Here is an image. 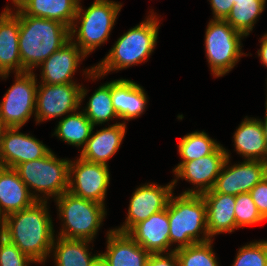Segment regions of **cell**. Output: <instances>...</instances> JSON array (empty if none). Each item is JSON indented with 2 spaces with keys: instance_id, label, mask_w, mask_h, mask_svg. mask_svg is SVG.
Listing matches in <instances>:
<instances>
[{
  "instance_id": "36",
  "label": "cell",
  "mask_w": 267,
  "mask_h": 266,
  "mask_svg": "<svg viewBox=\"0 0 267 266\" xmlns=\"http://www.w3.org/2000/svg\"><path fill=\"white\" fill-rule=\"evenodd\" d=\"M166 255L164 256L163 253L150 254L146 266H180L174 250L169 251Z\"/></svg>"
},
{
  "instance_id": "33",
  "label": "cell",
  "mask_w": 267,
  "mask_h": 266,
  "mask_svg": "<svg viewBox=\"0 0 267 266\" xmlns=\"http://www.w3.org/2000/svg\"><path fill=\"white\" fill-rule=\"evenodd\" d=\"M232 266H267V240L242 246Z\"/></svg>"
},
{
  "instance_id": "34",
  "label": "cell",
  "mask_w": 267,
  "mask_h": 266,
  "mask_svg": "<svg viewBox=\"0 0 267 266\" xmlns=\"http://www.w3.org/2000/svg\"><path fill=\"white\" fill-rule=\"evenodd\" d=\"M31 262L36 263L8 239L0 245V266H28Z\"/></svg>"
},
{
  "instance_id": "14",
  "label": "cell",
  "mask_w": 267,
  "mask_h": 266,
  "mask_svg": "<svg viewBox=\"0 0 267 266\" xmlns=\"http://www.w3.org/2000/svg\"><path fill=\"white\" fill-rule=\"evenodd\" d=\"M227 157L215 184L210 191L228 195L247 193L267 176V163L259 160H244L241 164L228 167ZM227 169H226V168Z\"/></svg>"
},
{
  "instance_id": "1",
  "label": "cell",
  "mask_w": 267,
  "mask_h": 266,
  "mask_svg": "<svg viewBox=\"0 0 267 266\" xmlns=\"http://www.w3.org/2000/svg\"><path fill=\"white\" fill-rule=\"evenodd\" d=\"M47 201L6 216L7 239L37 263H45L52 251L54 229Z\"/></svg>"
},
{
  "instance_id": "22",
  "label": "cell",
  "mask_w": 267,
  "mask_h": 266,
  "mask_svg": "<svg viewBox=\"0 0 267 266\" xmlns=\"http://www.w3.org/2000/svg\"><path fill=\"white\" fill-rule=\"evenodd\" d=\"M92 133L93 129L80 157L89 162L107 165V160L118 151L125 136V122L103 128L94 135Z\"/></svg>"
},
{
  "instance_id": "40",
  "label": "cell",
  "mask_w": 267,
  "mask_h": 266,
  "mask_svg": "<svg viewBox=\"0 0 267 266\" xmlns=\"http://www.w3.org/2000/svg\"><path fill=\"white\" fill-rule=\"evenodd\" d=\"M91 266H108V264L100 253L97 254L95 259L92 261Z\"/></svg>"
},
{
  "instance_id": "7",
  "label": "cell",
  "mask_w": 267,
  "mask_h": 266,
  "mask_svg": "<svg viewBox=\"0 0 267 266\" xmlns=\"http://www.w3.org/2000/svg\"><path fill=\"white\" fill-rule=\"evenodd\" d=\"M69 165V160L59 159L51 151L43 158L19 164L15 170L28 190L43 193V201H47L46 196L56 199L68 191Z\"/></svg>"
},
{
  "instance_id": "13",
  "label": "cell",
  "mask_w": 267,
  "mask_h": 266,
  "mask_svg": "<svg viewBox=\"0 0 267 266\" xmlns=\"http://www.w3.org/2000/svg\"><path fill=\"white\" fill-rule=\"evenodd\" d=\"M230 158L229 153L220 145L212 154L201 157L197 160L188 162H180L173 169L174 174L178 178H184L192 184H196L197 189H188L182 194L201 195L210 191L221 172V169L227 159ZM199 187V188H198Z\"/></svg>"
},
{
  "instance_id": "5",
  "label": "cell",
  "mask_w": 267,
  "mask_h": 266,
  "mask_svg": "<svg viewBox=\"0 0 267 266\" xmlns=\"http://www.w3.org/2000/svg\"><path fill=\"white\" fill-rule=\"evenodd\" d=\"M122 4L110 0H95L90 7L83 11L78 3L77 13L74 21L80 19V27L77 24L70 28V39L87 56L96 47L108 40L109 33L113 29L116 18ZM83 12V13H82ZM77 32V34H76Z\"/></svg>"
},
{
  "instance_id": "31",
  "label": "cell",
  "mask_w": 267,
  "mask_h": 266,
  "mask_svg": "<svg viewBox=\"0 0 267 266\" xmlns=\"http://www.w3.org/2000/svg\"><path fill=\"white\" fill-rule=\"evenodd\" d=\"M212 239L175 250L180 266H218Z\"/></svg>"
},
{
  "instance_id": "15",
  "label": "cell",
  "mask_w": 267,
  "mask_h": 266,
  "mask_svg": "<svg viewBox=\"0 0 267 266\" xmlns=\"http://www.w3.org/2000/svg\"><path fill=\"white\" fill-rule=\"evenodd\" d=\"M17 128H7L3 135L0 166L16 168L19 164L45 157L51 152L36 138L19 132Z\"/></svg>"
},
{
  "instance_id": "30",
  "label": "cell",
  "mask_w": 267,
  "mask_h": 266,
  "mask_svg": "<svg viewBox=\"0 0 267 266\" xmlns=\"http://www.w3.org/2000/svg\"><path fill=\"white\" fill-rule=\"evenodd\" d=\"M178 144V151L183 159L182 162L197 160L212 154L220 146L204 131L188 133L181 138Z\"/></svg>"
},
{
  "instance_id": "10",
  "label": "cell",
  "mask_w": 267,
  "mask_h": 266,
  "mask_svg": "<svg viewBox=\"0 0 267 266\" xmlns=\"http://www.w3.org/2000/svg\"><path fill=\"white\" fill-rule=\"evenodd\" d=\"M87 95L78 84H41L37 87L35 120L37 123L75 112Z\"/></svg>"
},
{
  "instance_id": "41",
  "label": "cell",
  "mask_w": 267,
  "mask_h": 266,
  "mask_svg": "<svg viewBox=\"0 0 267 266\" xmlns=\"http://www.w3.org/2000/svg\"><path fill=\"white\" fill-rule=\"evenodd\" d=\"M266 115H265V119L264 121H261V124H262V127H263V130H264V137H265V140H266V145H267V99H266Z\"/></svg>"
},
{
  "instance_id": "19",
  "label": "cell",
  "mask_w": 267,
  "mask_h": 266,
  "mask_svg": "<svg viewBox=\"0 0 267 266\" xmlns=\"http://www.w3.org/2000/svg\"><path fill=\"white\" fill-rule=\"evenodd\" d=\"M170 225L166 209L136 224L127 234L150 254L165 253L170 247Z\"/></svg>"
},
{
  "instance_id": "29",
  "label": "cell",
  "mask_w": 267,
  "mask_h": 266,
  "mask_svg": "<svg viewBox=\"0 0 267 266\" xmlns=\"http://www.w3.org/2000/svg\"><path fill=\"white\" fill-rule=\"evenodd\" d=\"M83 112L94 126L105 123L112 118H118L112 104L111 81L94 91Z\"/></svg>"
},
{
  "instance_id": "6",
  "label": "cell",
  "mask_w": 267,
  "mask_h": 266,
  "mask_svg": "<svg viewBox=\"0 0 267 266\" xmlns=\"http://www.w3.org/2000/svg\"><path fill=\"white\" fill-rule=\"evenodd\" d=\"M63 227L59 237L92 241L105 218V205L70 193L55 199Z\"/></svg>"
},
{
  "instance_id": "11",
  "label": "cell",
  "mask_w": 267,
  "mask_h": 266,
  "mask_svg": "<svg viewBox=\"0 0 267 266\" xmlns=\"http://www.w3.org/2000/svg\"><path fill=\"white\" fill-rule=\"evenodd\" d=\"M109 181L108 165L89 162L81 157L75 162L70 160L68 191L73 195L105 205Z\"/></svg>"
},
{
  "instance_id": "17",
  "label": "cell",
  "mask_w": 267,
  "mask_h": 266,
  "mask_svg": "<svg viewBox=\"0 0 267 266\" xmlns=\"http://www.w3.org/2000/svg\"><path fill=\"white\" fill-rule=\"evenodd\" d=\"M6 6L0 14V77L7 78L9 72H27L20 59L19 52V17Z\"/></svg>"
},
{
  "instance_id": "32",
  "label": "cell",
  "mask_w": 267,
  "mask_h": 266,
  "mask_svg": "<svg viewBox=\"0 0 267 266\" xmlns=\"http://www.w3.org/2000/svg\"><path fill=\"white\" fill-rule=\"evenodd\" d=\"M235 203V219L238 228L257 224L265 220L258 212L249 192L236 195Z\"/></svg>"
},
{
  "instance_id": "35",
  "label": "cell",
  "mask_w": 267,
  "mask_h": 266,
  "mask_svg": "<svg viewBox=\"0 0 267 266\" xmlns=\"http://www.w3.org/2000/svg\"><path fill=\"white\" fill-rule=\"evenodd\" d=\"M249 193L258 212L267 220V176L257 183Z\"/></svg>"
},
{
  "instance_id": "2",
  "label": "cell",
  "mask_w": 267,
  "mask_h": 266,
  "mask_svg": "<svg viewBox=\"0 0 267 266\" xmlns=\"http://www.w3.org/2000/svg\"><path fill=\"white\" fill-rule=\"evenodd\" d=\"M14 6L20 20V59L23 68L32 72L33 68H37L70 40V28L56 20L25 15Z\"/></svg>"
},
{
  "instance_id": "21",
  "label": "cell",
  "mask_w": 267,
  "mask_h": 266,
  "mask_svg": "<svg viewBox=\"0 0 267 266\" xmlns=\"http://www.w3.org/2000/svg\"><path fill=\"white\" fill-rule=\"evenodd\" d=\"M206 204L207 230L209 237L233 232L238 227L235 219L236 196L207 191L201 194Z\"/></svg>"
},
{
  "instance_id": "8",
  "label": "cell",
  "mask_w": 267,
  "mask_h": 266,
  "mask_svg": "<svg viewBox=\"0 0 267 266\" xmlns=\"http://www.w3.org/2000/svg\"><path fill=\"white\" fill-rule=\"evenodd\" d=\"M245 35L226 20L212 19L205 32V51L213 75L221 77L230 72L244 54L241 38Z\"/></svg>"
},
{
  "instance_id": "37",
  "label": "cell",
  "mask_w": 267,
  "mask_h": 266,
  "mask_svg": "<svg viewBox=\"0 0 267 266\" xmlns=\"http://www.w3.org/2000/svg\"><path fill=\"white\" fill-rule=\"evenodd\" d=\"M214 19L225 20L229 15L235 0H209Z\"/></svg>"
},
{
  "instance_id": "28",
  "label": "cell",
  "mask_w": 267,
  "mask_h": 266,
  "mask_svg": "<svg viewBox=\"0 0 267 266\" xmlns=\"http://www.w3.org/2000/svg\"><path fill=\"white\" fill-rule=\"evenodd\" d=\"M266 0H237L225 19L234 29L248 36L259 15L264 11Z\"/></svg>"
},
{
  "instance_id": "4",
  "label": "cell",
  "mask_w": 267,
  "mask_h": 266,
  "mask_svg": "<svg viewBox=\"0 0 267 266\" xmlns=\"http://www.w3.org/2000/svg\"><path fill=\"white\" fill-rule=\"evenodd\" d=\"M167 211L170 246L178 242L174 251L194 243L211 240L207 230L206 204L202 195L181 194L173 197L172 194L167 204ZM202 233L203 236L200 238Z\"/></svg>"
},
{
  "instance_id": "23",
  "label": "cell",
  "mask_w": 267,
  "mask_h": 266,
  "mask_svg": "<svg viewBox=\"0 0 267 266\" xmlns=\"http://www.w3.org/2000/svg\"><path fill=\"white\" fill-rule=\"evenodd\" d=\"M111 98L118 118L127 121L143 114L147 104L142 86L128 79L111 81Z\"/></svg>"
},
{
  "instance_id": "39",
  "label": "cell",
  "mask_w": 267,
  "mask_h": 266,
  "mask_svg": "<svg viewBox=\"0 0 267 266\" xmlns=\"http://www.w3.org/2000/svg\"><path fill=\"white\" fill-rule=\"evenodd\" d=\"M7 239L6 216L0 214V245Z\"/></svg>"
},
{
  "instance_id": "25",
  "label": "cell",
  "mask_w": 267,
  "mask_h": 266,
  "mask_svg": "<svg viewBox=\"0 0 267 266\" xmlns=\"http://www.w3.org/2000/svg\"><path fill=\"white\" fill-rule=\"evenodd\" d=\"M234 144L238 154L245 160L267 163V145L260 119L245 118L234 133Z\"/></svg>"
},
{
  "instance_id": "16",
  "label": "cell",
  "mask_w": 267,
  "mask_h": 266,
  "mask_svg": "<svg viewBox=\"0 0 267 266\" xmlns=\"http://www.w3.org/2000/svg\"><path fill=\"white\" fill-rule=\"evenodd\" d=\"M85 57L86 55L70 39L40 64L42 68L41 84H76L72 77L76 72L79 62Z\"/></svg>"
},
{
  "instance_id": "3",
  "label": "cell",
  "mask_w": 267,
  "mask_h": 266,
  "mask_svg": "<svg viewBox=\"0 0 267 266\" xmlns=\"http://www.w3.org/2000/svg\"><path fill=\"white\" fill-rule=\"evenodd\" d=\"M159 22L152 13L145 21L124 33L115 42L109 54L97 66L84 71L89 78H101L109 71L122 70L147 60L153 52Z\"/></svg>"
},
{
  "instance_id": "24",
  "label": "cell",
  "mask_w": 267,
  "mask_h": 266,
  "mask_svg": "<svg viewBox=\"0 0 267 266\" xmlns=\"http://www.w3.org/2000/svg\"><path fill=\"white\" fill-rule=\"evenodd\" d=\"M80 0H12L25 14L59 21L71 28Z\"/></svg>"
},
{
  "instance_id": "9",
  "label": "cell",
  "mask_w": 267,
  "mask_h": 266,
  "mask_svg": "<svg viewBox=\"0 0 267 266\" xmlns=\"http://www.w3.org/2000/svg\"><path fill=\"white\" fill-rule=\"evenodd\" d=\"M15 83L0 102V121L7 128H21L35 113L37 78L34 72L16 73Z\"/></svg>"
},
{
  "instance_id": "27",
  "label": "cell",
  "mask_w": 267,
  "mask_h": 266,
  "mask_svg": "<svg viewBox=\"0 0 267 266\" xmlns=\"http://www.w3.org/2000/svg\"><path fill=\"white\" fill-rule=\"evenodd\" d=\"M94 125L85 116L84 112L72 113L58 122L53 135L74 146L85 147L90 138Z\"/></svg>"
},
{
  "instance_id": "38",
  "label": "cell",
  "mask_w": 267,
  "mask_h": 266,
  "mask_svg": "<svg viewBox=\"0 0 267 266\" xmlns=\"http://www.w3.org/2000/svg\"><path fill=\"white\" fill-rule=\"evenodd\" d=\"M261 41V47L257 53L263 65L267 67V33L264 34L263 38H261Z\"/></svg>"
},
{
  "instance_id": "20",
  "label": "cell",
  "mask_w": 267,
  "mask_h": 266,
  "mask_svg": "<svg viewBox=\"0 0 267 266\" xmlns=\"http://www.w3.org/2000/svg\"><path fill=\"white\" fill-rule=\"evenodd\" d=\"M107 250L102 257L108 266H146L150 253L127 233L107 232Z\"/></svg>"
},
{
  "instance_id": "12",
  "label": "cell",
  "mask_w": 267,
  "mask_h": 266,
  "mask_svg": "<svg viewBox=\"0 0 267 266\" xmlns=\"http://www.w3.org/2000/svg\"><path fill=\"white\" fill-rule=\"evenodd\" d=\"M176 182L177 179L166 186L152 183L138 187L131 196L126 222L114 230L128 233L136 224L166 209Z\"/></svg>"
},
{
  "instance_id": "42",
  "label": "cell",
  "mask_w": 267,
  "mask_h": 266,
  "mask_svg": "<svg viewBox=\"0 0 267 266\" xmlns=\"http://www.w3.org/2000/svg\"><path fill=\"white\" fill-rule=\"evenodd\" d=\"M7 127L0 121V151H1V145L3 140L4 132L6 131Z\"/></svg>"
},
{
  "instance_id": "18",
  "label": "cell",
  "mask_w": 267,
  "mask_h": 266,
  "mask_svg": "<svg viewBox=\"0 0 267 266\" xmlns=\"http://www.w3.org/2000/svg\"><path fill=\"white\" fill-rule=\"evenodd\" d=\"M36 201L43 198L28 190L14 168L0 166V214L7 216L27 209Z\"/></svg>"
},
{
  "instance_id": "26",
  "label": "cell",
  "mask_w": 267,
  "mask_h": 266,
  "mask_svg": "<svg viewBox=\"0 0 267 266\" xmlns=\"http://www.w3.org/2000/svg\"><path fill=\"white\" fill-rule=\"evenodd\" d=\"M53 242L54 261L56 266H91L97 255L91 256L88 251V240L65 239L58 237ZM57 244V245H56Z\"/></svg>"
}]
</instances>
